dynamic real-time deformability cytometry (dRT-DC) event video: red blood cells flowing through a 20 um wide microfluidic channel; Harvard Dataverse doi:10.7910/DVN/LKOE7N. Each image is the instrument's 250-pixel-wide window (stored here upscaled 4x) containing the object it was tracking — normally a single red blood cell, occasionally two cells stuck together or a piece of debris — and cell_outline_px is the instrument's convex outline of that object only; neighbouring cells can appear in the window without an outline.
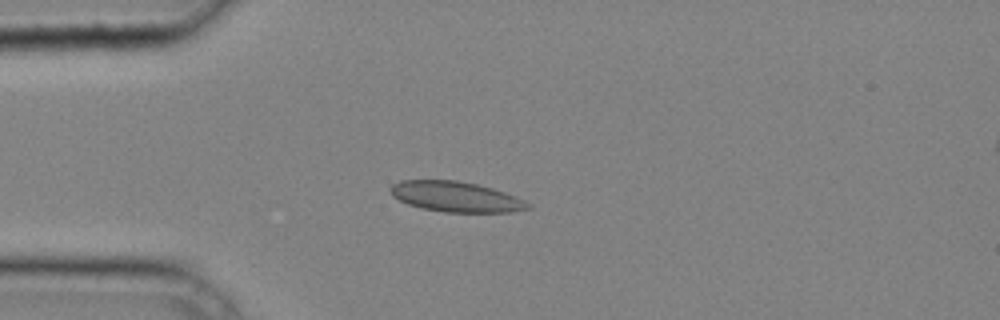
{"species": "common noctule bat (a hibernating species)", "species_latin": "Nyctalus noctula", "temperature_condition": "cold", "stored_images_in_passage": 31, "camera_frame_rate_fps": 3000, "um_per_image_px": 0.085, "animal": {"sex": "male", "body_mass_g": 20.4}, "frame": {"image": 1, "passage_image": 1, "time_ms": 0.0, "image_size_px": [1000, 320], "cell_outline_px": [[532, 208], [512, 212], [444, 212], [424, 208], [408, 204], [392, 196], [388, 192], [388, 188], [392, 184], [400, 180], [456, 180], [476, 184], [492, 188], [516, 196], [532, 204]], "centroid_in_image_um": [38.74, 16.72], "position_along_channel_um": 46.3, "area_um2": 24.45}}
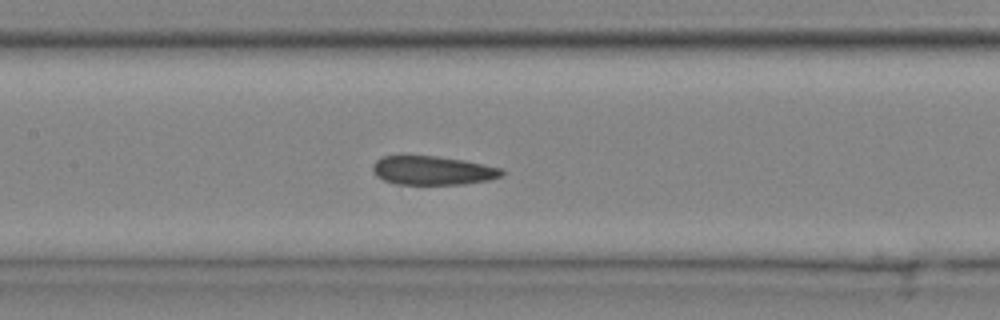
{"frame": {"image": 2, "passage_image": 10, "time_ms": 3.0, "image_size_px": [1000, 320], "cell_outline_px": [[504, 176], [488, 180], [464, 184], [396, 184], [384, 180], [376, 176], [372, 168], [372, 164], [376, 160], [384, 156], [400, 152], [436, 156], [464, 160], [484, 164], [500, 168], [504, 172]], "centroid_in_image_um": [36.71, 14.45], "position_along_channel_um": 170.7, "area_um2": 22.43}}
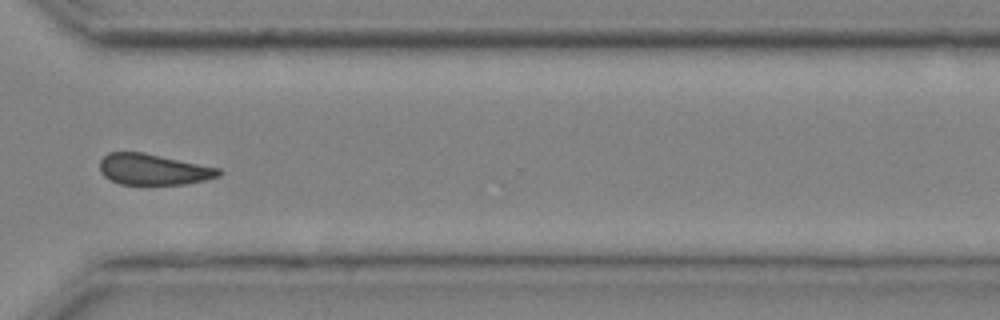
{"frame": {"image": 3, "passage_image": 22, "time_ms": 7.0, "image_size_px": [1000, 320], "cell_outline_px": [[224, 172], [220, 176], [204, 180], [184, 184], [120, 184], [104, 176], [100, 172], [100, 160], [108, 152], [144, 152], [220, 168]], "centroid_in_image_um": [13.05, 14.39], "position_along_channel_um": 357.6, "area_um2": 21.5}}